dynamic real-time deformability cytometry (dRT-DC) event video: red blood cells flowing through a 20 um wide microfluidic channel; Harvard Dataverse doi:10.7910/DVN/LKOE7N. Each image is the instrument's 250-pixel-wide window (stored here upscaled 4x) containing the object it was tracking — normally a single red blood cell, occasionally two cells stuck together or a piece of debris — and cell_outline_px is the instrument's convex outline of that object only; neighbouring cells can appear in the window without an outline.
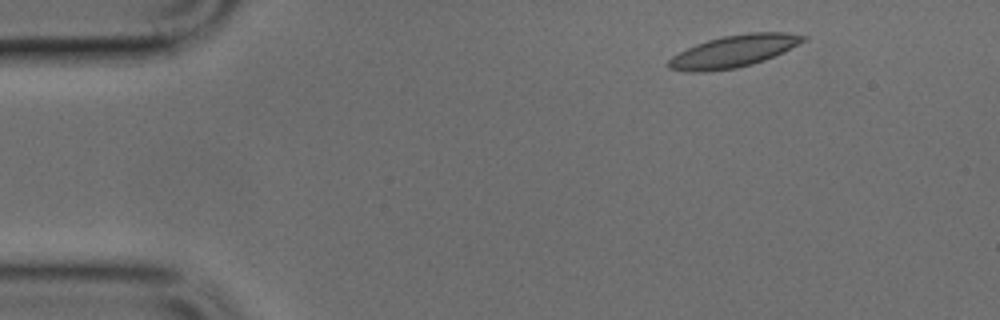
{"species": "common noctule bat (a hibernating species)", "species_latin": "Nyctalus noctula", "temperature_condition": "cold", "stored_images_in_passage": 4, "segment_of_instrument_passage": [2, 2], "camera_frame_rate_fps": 3000, "um_per_image_px": 0.085, "animal": {"sex": "male", "body_mass_g": 17.9, "forearm_length_mm": 54.2}, "frame": {"image": 1, "passage_image": 4, "time_ms": 1.0, "image_size_px": [1000, 320], "cell_outline_px": [[808, 40], [784, 52], [764, 60], [752, 64], [736, 68], [704, 72], [688, 72], [668, 68], [668, 60], [672, 56], [696, 44], [708, 40], [724, 36], [752, 32], [788, 32], [808, 36]], "centroid_in_image_um": [62.41, 4.35], "position_along_channel_um": 22.6, "area_um2": 25.2}}